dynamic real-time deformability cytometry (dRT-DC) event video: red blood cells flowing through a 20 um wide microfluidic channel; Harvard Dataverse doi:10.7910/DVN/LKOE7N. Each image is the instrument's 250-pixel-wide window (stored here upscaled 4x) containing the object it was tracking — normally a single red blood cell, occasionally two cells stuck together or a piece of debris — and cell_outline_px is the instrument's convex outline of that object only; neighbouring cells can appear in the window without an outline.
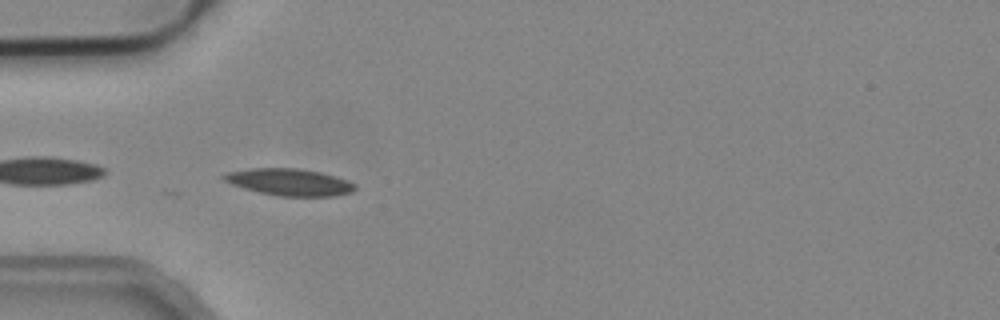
{"species": "common noctule bat (a hibernating species)", "species_latin": "Nyctalus noctula", "temperature_condition": "cold", "stored_images_in_passage": 8, "camera_frame_rate_fps": 3000, "um_per_image_px": 0.085, "animal": {"sex": "male", "body_mass_g": 19.2, "forearm_length_mm": 51.8}, "frame": {"image": 1, "passage_image": 1, "time_ms": 0.0, "image_size_px": [1000, 320], "cell_outline_px": [[356, 188], [352, 192], [332, 196], [280, 196], [260, 192], [244, 188], [232, 184], [224, 180], [220, 176], [228, 172], [252, 168], [296, 168], [320, 172], [336, 176], [348, 180], [356, 184]], "centroid_in_image_um": [24.63, 15.47], "position_along_channel_um": 60.4, "area_um2": 20.46}}